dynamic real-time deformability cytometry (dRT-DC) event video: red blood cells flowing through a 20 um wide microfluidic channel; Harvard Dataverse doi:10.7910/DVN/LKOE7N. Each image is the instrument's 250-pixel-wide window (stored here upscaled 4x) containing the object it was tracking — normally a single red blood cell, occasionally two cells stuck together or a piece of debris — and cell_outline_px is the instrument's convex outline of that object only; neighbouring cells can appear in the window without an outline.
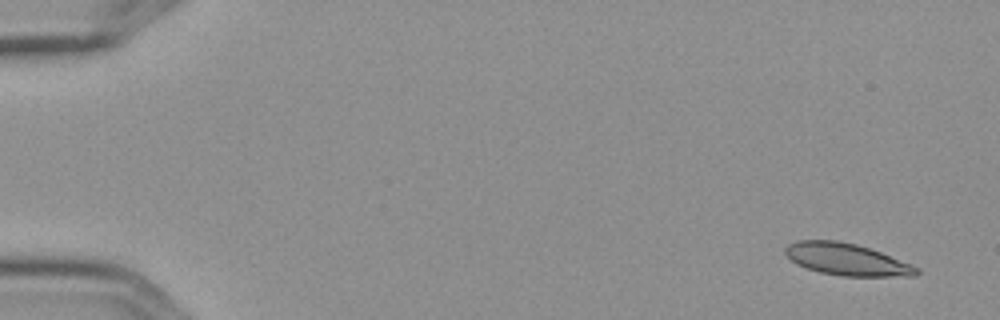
{"species": "Egyptian fruit bat (a non-hibernating species)", "species_latin": "Rousettus aegyptiacus", "temperature_condition": "cold", "stored_images_in_passage": 5, "camera_frame_rate_fps": 3000, "um_per_image_px": 0.085, "frame": {"image": 1, "passage_image": 1, "time_ms": 0.0, "image_size_px": [1000, 320], "cell_outline_px": [[920, 272], [916, 276], [840, 276], [820, 272], [796, 264], [784, 252], [784, 248], [788, 244], [796, 240], [840, 240], [856, 244], [880, 252], [908, 264], [916, 268]], "centroid_in_image_um": [71.9, 22.04], "position_along_channel_um": 13.1, "area_um2": 24.16}}
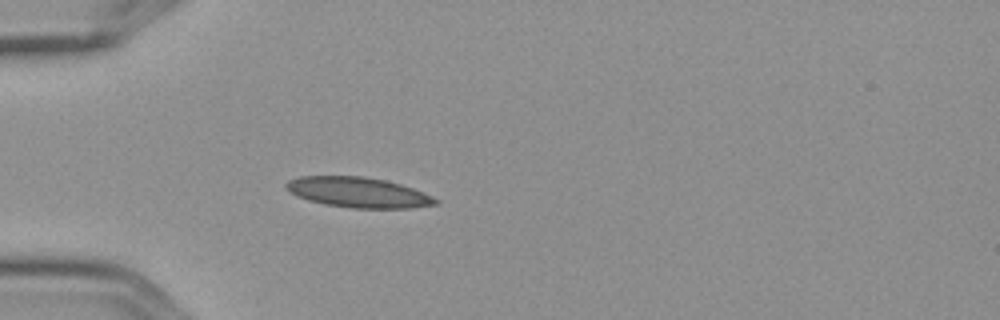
{"frame": {"image": 2, "passage_image": 5, "time_ms": 1.333, "image_size_px": [1000, 320], "cell_outline_px": [[440, 200], [436, 204], [408, 208], [352, 208], [324, 204], [308, 200], [296, 196], [288, 192], [284, 188], [284, 184], [288, 180], [300, 176], [364, 176], [384, 180], [400, 184], [412, 188], [432, 196]], "centroid_in_image_um": [30.38, 16.35], "position_along_channel_um": 54.6, "area_um2": 26.41}}